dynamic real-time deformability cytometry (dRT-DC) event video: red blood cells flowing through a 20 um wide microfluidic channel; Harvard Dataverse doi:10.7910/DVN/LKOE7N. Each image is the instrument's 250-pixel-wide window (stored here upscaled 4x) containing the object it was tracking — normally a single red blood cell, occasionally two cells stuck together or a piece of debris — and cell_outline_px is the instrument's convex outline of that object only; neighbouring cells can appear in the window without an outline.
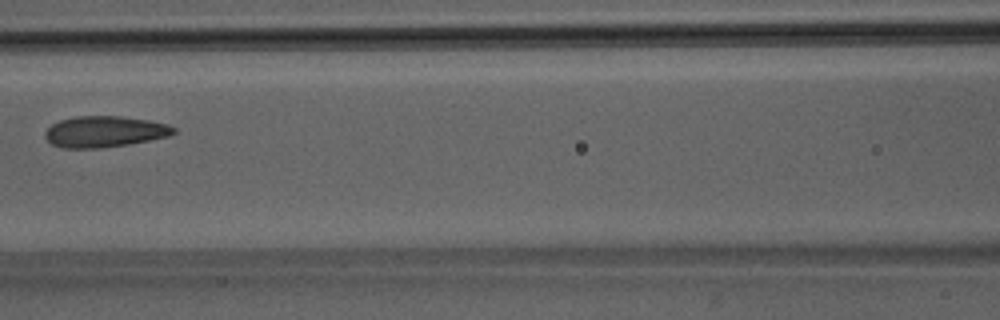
{"species": "Egyptian fruit bat (a non-hibernating species)", "species_latin": "Rousettus aegyptiacus", "temperature_condition": "room temperature", "stored_images_in_passage": 4, "camera_frame_rate_fps": 3000, "um_per_image_px": 0.085, "animal": {"sex": "male"}, "frame": {"image": 1, "passage_image": 4, "time_ms": 3.333, "image_size_px": [1000, 320], "cell_outline_px": [[176, 132], [168, 136], [128, 144], [100, 148], [64, 148], [52, 144], [44, 136], [44, 132], [52, 124], [60, 120], [76, 116], [120, 116], [148, 120], [168, 124], [176, 128]], "centroid_in_image_um": [8.88, 11.18], "position_along_channel_um": 157.7, "area_um2": 23.24}}